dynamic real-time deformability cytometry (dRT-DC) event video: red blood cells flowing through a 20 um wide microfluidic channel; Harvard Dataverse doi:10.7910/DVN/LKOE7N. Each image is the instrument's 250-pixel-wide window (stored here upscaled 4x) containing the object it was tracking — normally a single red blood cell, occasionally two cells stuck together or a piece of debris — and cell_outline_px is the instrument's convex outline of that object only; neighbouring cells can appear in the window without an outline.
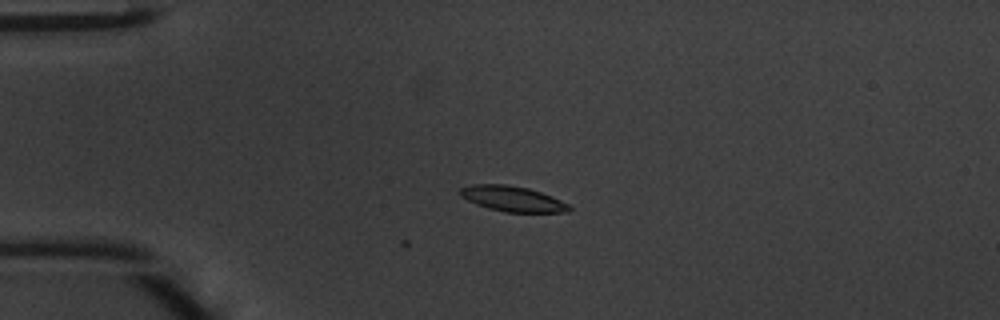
{"species": "common noctule bat (a hibernating species)", "species_latin": "Nyctalus noctula", "temperature_condition": "warm", "stored_images_in_passage": 2, "camera_frame_rate_fps": 3000, "um_per_image_px": 0.085, "animal": {"sex": "male", "body_mass_g": 20.1, "forearm_length_mm": 53.5}, "frame": {"image": 1, "passage_image": 2, "time_ms": 0.333, "image_size_px": [1000, 320], "cell_outline_px": [[572, 208], [568, 212], [504, 212], [488, 208], [476, 204], [460, 196], [460, 188], [472, 184], [504, 184], [528, 188], [552, 196], [568, 204]], "centroid_in_image_um": [43.56, 16.9], "position_along_channel_um": 41.4, "area_um2": 16.07}}